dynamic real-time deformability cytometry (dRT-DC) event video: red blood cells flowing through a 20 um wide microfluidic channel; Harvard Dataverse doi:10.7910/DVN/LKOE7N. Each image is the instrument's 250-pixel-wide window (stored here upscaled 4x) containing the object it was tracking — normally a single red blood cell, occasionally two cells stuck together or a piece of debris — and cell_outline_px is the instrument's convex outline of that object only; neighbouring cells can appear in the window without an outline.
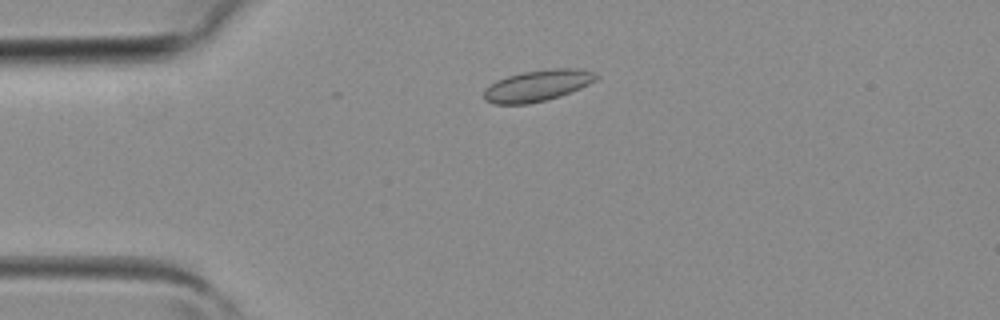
{"species": "common noctule bat (a hibernating species)", "species_latin": "Nyctalus noctula", "temperature_condition": "room temperature", "stored_images_in_passage": 3, "camera_frame_rate_fps": 3000, "um_per_image_px": 0.085, "animal": {"sex": "female", "body_mass_g": 19.3, "forearm_length_mm": 54.1}, "frame": {"image": 1, "passage_image": 2, "time_ms": 0.333, "image_size_px": [1000, 320], "cell_outline_px": [[600, 76], [596, 80], [580, 88], [560, 96], [528, 104], [492, 104], [484, 100], [484, 88], [496, 80], [520, 72], [556, 68], [580, 68], [592, 72]], "centroid_in_image_um": [45.66, 7.27], "position_along_channel_um": 39.3, "area_um2": 20.52}}
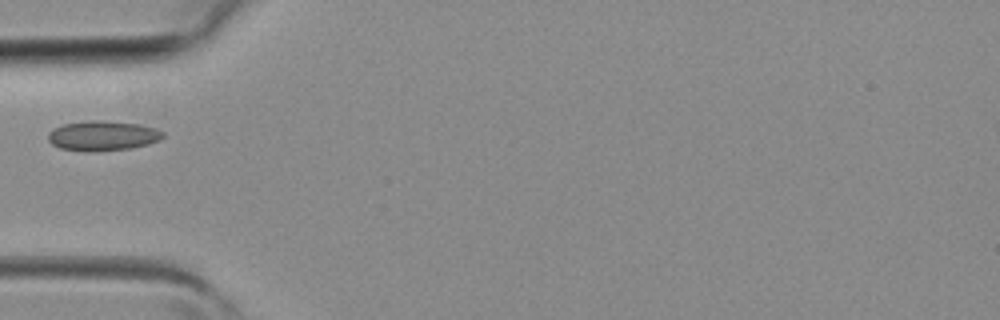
{"frame": {"image": 2, "passage_image": 3, "time_ms": 0.667, "image_size_px": [1000, 320], "cell_outline_px": [[164, 136], [160, 140], [148, 144], [132, 148], [92, 152], [84, 152], [60, 148], [52, 144], [48, 140], [48, 132], [52, 128], [64, 124], [92, 120], [100, 120], [140, 124], [156, 128], [164, 132]], "centroid_in_image_um": [8.73, 11.54], "position_along_channel_um": 76.3, "area_um2": 20.23}}